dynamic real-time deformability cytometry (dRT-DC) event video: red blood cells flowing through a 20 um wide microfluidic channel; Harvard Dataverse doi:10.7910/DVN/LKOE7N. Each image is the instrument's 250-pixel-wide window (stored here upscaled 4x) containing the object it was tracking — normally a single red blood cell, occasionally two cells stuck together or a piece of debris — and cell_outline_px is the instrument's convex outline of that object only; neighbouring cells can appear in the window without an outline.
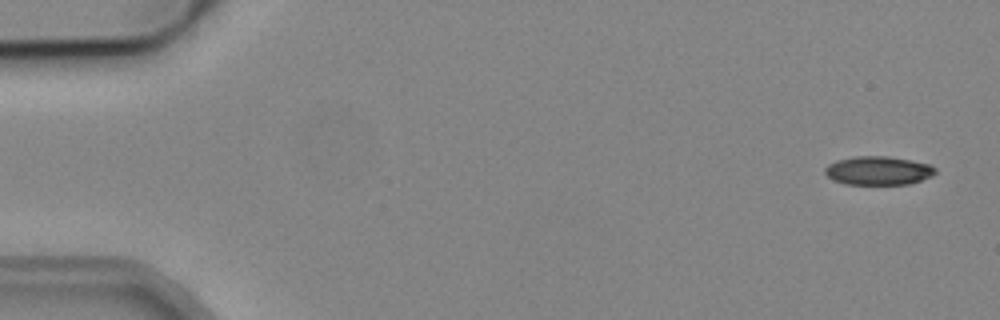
{"species": "common noctule bat (a hibernating species)", "species_latin": "Nyctalus noctula", "temperature_condition": "cold", "stored_images_in_passage": 6, "camera_frame_rate_fps": 3000, "um_per_image_px": 0.085, "animal": {"sex": "male", "body_mass_g": 19.2, "forearm_length_mm": 51.8}, "frame": {"image": 1, "passage_image": 1, "time_ms": 0.0, "image_size_px": [1000, 320], "cell_outline_px": [[936, 172], [932, 176], [908, 184], [844, 184], [832, 180], [824, 172], [824, 168], [828, 164], [836, 160], [856, 156], [888, 156], [912, 160], [932, 164], [936, 168]], "centroid_in_image_um": [74.65, 14.49], "position_along_channel_um": 10.3, "area_um2": 18.61}}
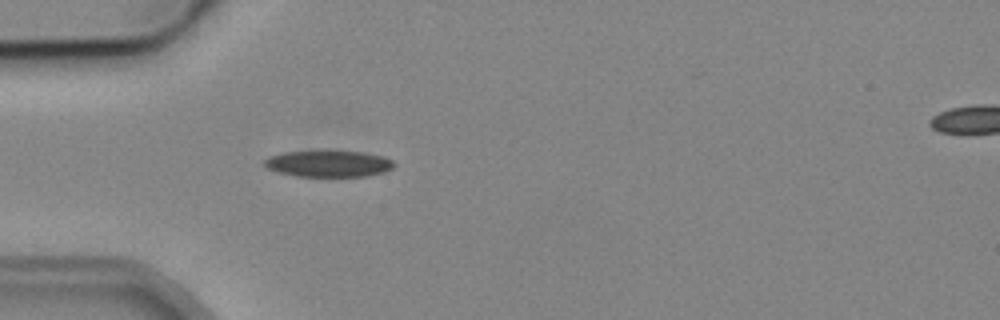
{"frame": {"image": 2, "passage_image": 5, "time_ms": 4.667, "image_size_px": [1000, 320], "cell_outline_px": [[396, 164], [392, 168], [384, 172], [364, 176], [296, 176], [276, 172], [264, 168], [264, 160], [268, 156], [284, 152], [324, 148], [328, 148], [364, 152], [384, 156], [392, 160]], "centroid_in_image_um": [27.88, 13.86], "position_along_channel_um": 57.1, "area_um2": 21.04}}